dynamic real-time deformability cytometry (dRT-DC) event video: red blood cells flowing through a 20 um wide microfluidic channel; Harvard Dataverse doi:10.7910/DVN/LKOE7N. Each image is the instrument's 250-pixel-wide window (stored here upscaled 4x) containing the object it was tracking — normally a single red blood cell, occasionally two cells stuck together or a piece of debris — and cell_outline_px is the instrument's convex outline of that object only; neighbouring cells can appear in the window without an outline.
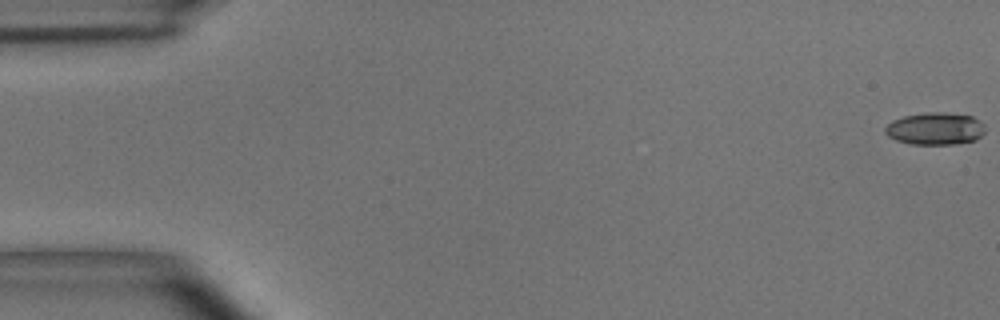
{"species": "common noctule bat (a hibernating species)", "species_latin": "Nyctalus noctula", "temperature_condition": "room temperature", "stored_images_in_passage": 56, "segment_of_instrument_passage": [1, 2], "camera_frame_rate_fps": 3000, "um_per_image_px": 0.085, "animal": {"sex": "male", "body_mass_g": 15.6}, "frame": {"image": 1, "passage_image": 1, "time_ms": 0.0, "image_size_px": [1000, 320], "cell_outline_px": [[984, 132], [976, 140], [956, 144], [912, 144], [896, 140], [888, 136], [884, 132], [884, 128], [892, 120], [904, 116], [924, 112], [944, 112], [972, 116], [980, 120], [984, 124]], "centroid_in_image_um": [79.49, 10.93], "position_along_channel_um": 5.5, "area_um2": 18.96}}
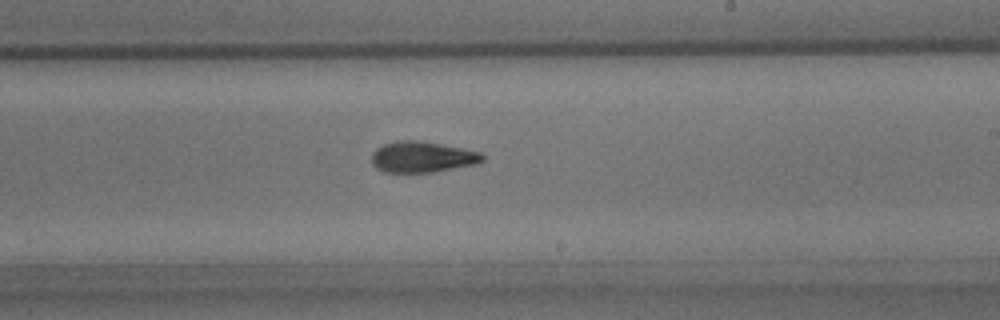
{"frame": {"image": 2, "passage_image": 33, "time_ms": 10.667, "image_size_px": [1000, 320], "cell_outline_px": [[484, 160], [476, 164], [432, 172], [384, 172], [376, 168], [372, 164], [372, 152], [376, 148], [384, 144], [396, 140], [420, 140], [464, 148], [484, 152]], "centroid_in_image_um": [35.91, 13.33], "position_along_channel_um": 253.1, "area_um2": 20.23}}
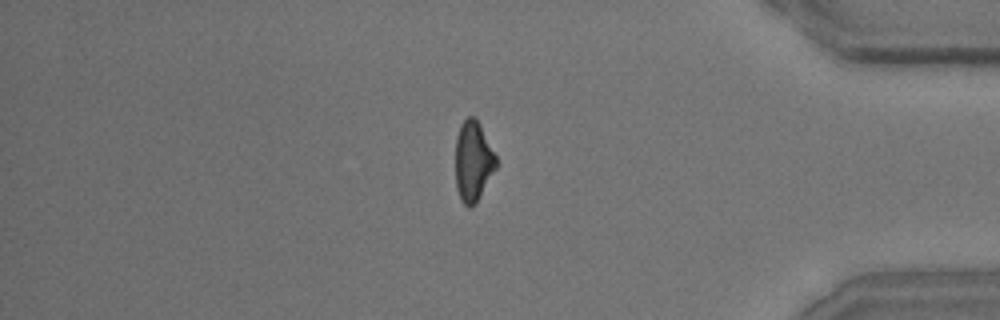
{"frame": {"image": 3, "passage_image": 47, "time_ms": 15.333, "image_size_px": [1000, 320], "cell_outline_px": [[496, 168], [476, 204], [468, 208], [460, 200], [456, 188], [456, 136], [460, 124], [468, 116], [476, 116], [496, 156]], "centroid_in_image_um": [40.2, 13.71], "position_along_channel_um": 395.0, "area_um2": 19.13}}